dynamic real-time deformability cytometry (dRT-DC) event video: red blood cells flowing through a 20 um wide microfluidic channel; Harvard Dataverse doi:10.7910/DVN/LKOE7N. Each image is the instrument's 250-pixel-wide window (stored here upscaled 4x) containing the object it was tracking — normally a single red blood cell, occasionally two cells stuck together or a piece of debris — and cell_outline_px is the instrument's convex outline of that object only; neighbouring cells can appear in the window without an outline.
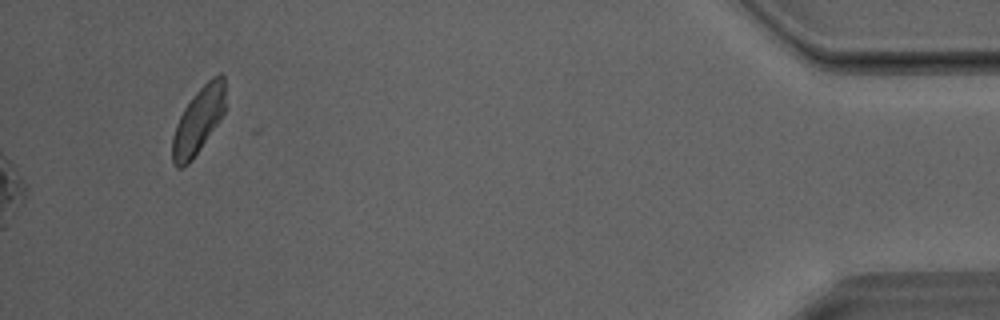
{"species": "Egyptian fruit bat (a non-hibernating species)", "species_latin": "Rousettus aegyptiacus", "temperature_condition": "room temperature", "stored_images_in_passage": 38, "camera_frame_rate_fps": 3000, "um_per_image_px": 0.085, "animal": {"sex": "male"}, "frame": {"image": 1, "passage_image": 38, "time_ms": 12.333, "image_size_px": [1000, 320], "cell_outline_px": [[224, 112], [220, 120], [192, 160], [188, 164], [180, 168], [176, 168], [172, 160], [172, 136], [176, 124], [184, 108], [192, 96], [212, 76], [220, 72], [224, 76]], "centroid_in_image_um": [16.84, 10.25], "position_along_channel_um": 418.4, "area_um2": 20.35}}